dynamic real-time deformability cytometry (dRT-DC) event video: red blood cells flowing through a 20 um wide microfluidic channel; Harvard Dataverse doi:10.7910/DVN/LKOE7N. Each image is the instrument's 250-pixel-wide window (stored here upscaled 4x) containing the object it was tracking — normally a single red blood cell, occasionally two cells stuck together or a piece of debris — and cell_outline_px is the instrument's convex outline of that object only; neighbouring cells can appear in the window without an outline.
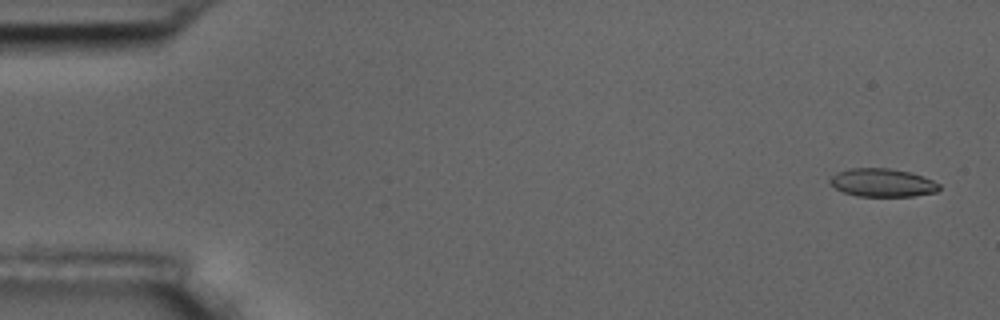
{"species": "common noctule bat (a hibernating species)", "species_latin": "Nyctalus noctula", "temperature_condition": "room temperature", "stored_images_in_passage": 6, "camera_frame_rate_fps": 3000, "um_per_image_px": 0.085, "animal": {"sex": "male", "body_mass_g": 17.5, "forearm_length_mm": 52.3}, "frame": {"image": 1, "passage_image": 1, "time_ms": 0.0, "image_size_px": [1000, 320], "cell_outline_px": [[940, 188], [936, 192], [912, 196], [856, 196], [844, 192], [836, 188], [828, 180], [836, 172], [848, 168], [888, 168], [908, 172], [932, 180], [940, 184]], "centroid_in_image_um": [74.97, 15.53], "position_along_channel_um": 10.0, "area_um2": 17.8}}
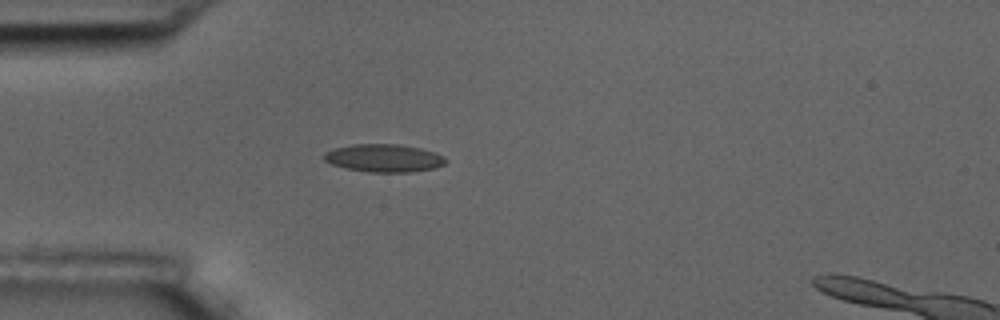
{"frame": {"image": 2, "passage_image": 5, "time_ms": 4.667, "image_size_px": [1000, 320], "cell_outline_px": [[448, 160], [444, 164], [436, 168], [408, 172], [368, 172], [344, 168], [332, 164], [324, 160], [320, 156], [324, 152], [332, 148], [352, 144], [396, 144], [420, 148], [444, 156]], "centroid_in_image_um": [32.57, 13.43], "position_along_channel_um": 52.4, "area_um2": 19.94}}